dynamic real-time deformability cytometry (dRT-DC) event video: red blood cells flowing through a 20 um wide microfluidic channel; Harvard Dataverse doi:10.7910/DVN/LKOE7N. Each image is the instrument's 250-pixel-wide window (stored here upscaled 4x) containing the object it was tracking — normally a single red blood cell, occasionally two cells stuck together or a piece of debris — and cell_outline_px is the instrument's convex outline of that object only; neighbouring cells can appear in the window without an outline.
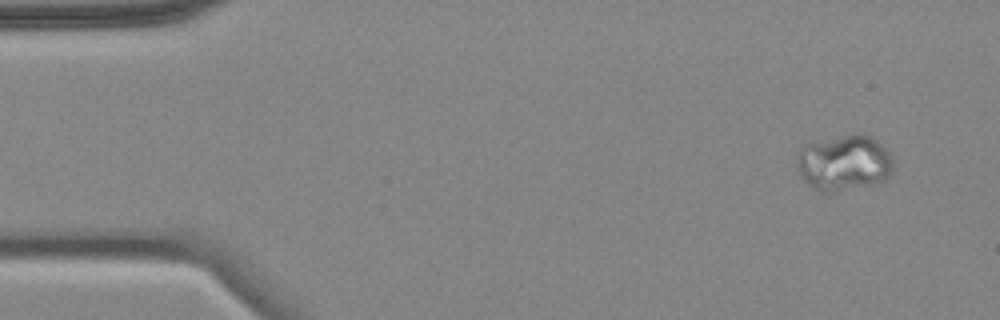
{"species": "common noctule bat (a hibernating species)", "species_latin": "Nyctalus noctula", "temperature_condition": "cold", "stored_images_in_passage": 4, "camera_frame_rate_fps": 3000, "um_per_image_px": 0.085, "animal": {"sex": "female", "body_mass_g": 18.4}, "frame": {"image": 1, "passage_image": 1, "time_ms": 0.0, "image_size_px": [1000, 320], "cell_outline_px": [[896, 168], [884, 180], [872, 184], [828, 192], [820, 192], [812, 188], [800, 176], [796, 164], [796, 160], [800, 152], [808, 144], [856, 132], [864, 132], [876, 140], [892, 156]], "centroid_in_image_um": [71.78, 13.83], "position_along_channel_um": 13.2, "area_um2": 31.27}}